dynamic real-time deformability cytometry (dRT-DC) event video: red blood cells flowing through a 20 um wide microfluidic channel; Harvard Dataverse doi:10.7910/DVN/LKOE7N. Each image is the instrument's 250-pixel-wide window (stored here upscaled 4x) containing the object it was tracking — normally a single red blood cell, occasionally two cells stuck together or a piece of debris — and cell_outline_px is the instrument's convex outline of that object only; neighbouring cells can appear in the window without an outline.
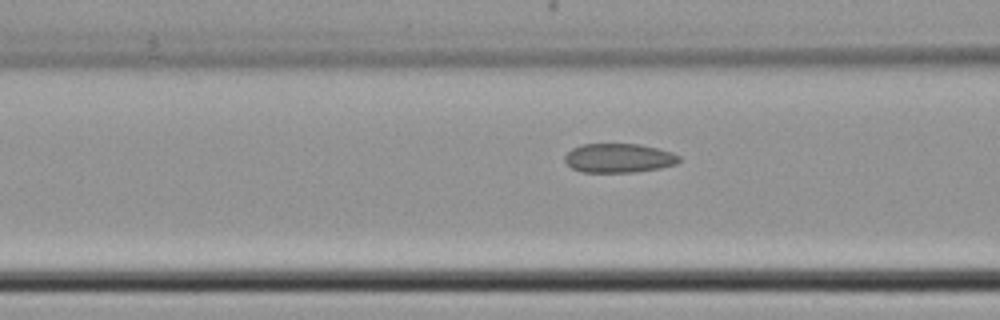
{"species": "common noctule bat (a hibernating species)", "species_latin": "Nyctalus noctula", "temperature_condition": "cold", "stored_images_in_passage": 7, "camera_frame_rate_fps": 3000, "um_per_image_px": 0.085, "animal": {"sex": "female", "body_mass_g": 22.7, "forearm_length_mm": 54.2}, "frame": {"image": 1, "passage_image": 7, "time_ms": 7.667, "image_size_px": [1000, 320], "cell_outline_px": [[680, 160], [676, 164], [660, 168], [636, 172], [580, 172], [572, 168], [564, 160], [564, 156], [572, 148], [584, 144], [640, 144], [672, 152], [680, 156]], "centroid_in_image_um": [52.59, 13.44], "position_along_channel_um": 114.0, "area_um2": 19.42}}